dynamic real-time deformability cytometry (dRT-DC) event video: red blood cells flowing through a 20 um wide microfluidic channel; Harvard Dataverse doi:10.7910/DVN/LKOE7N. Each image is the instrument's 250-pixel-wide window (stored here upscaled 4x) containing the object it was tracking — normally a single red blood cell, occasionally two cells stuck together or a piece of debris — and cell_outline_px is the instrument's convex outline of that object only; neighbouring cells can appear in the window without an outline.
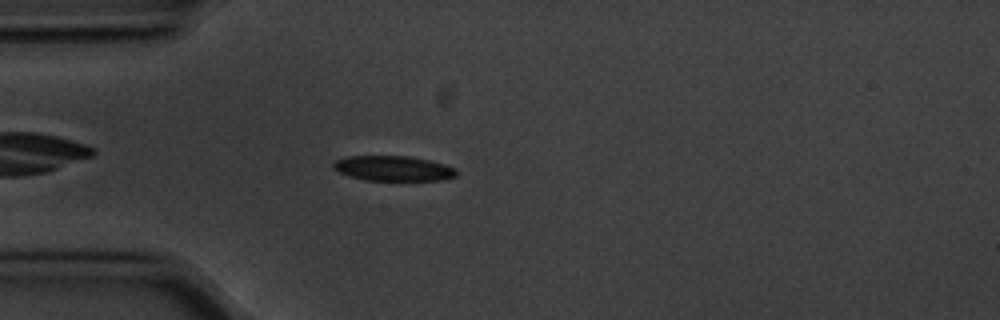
{"species": "common noctule bat (a hibernating species)", "species_latin": "Nyctalus noctula", "temperature_condition": "cold", "stored_images_in_passage": 3, "camera_frame_rate_fps": 3000, "um_per_image_px": 0.085, "animal": {"sex": "male", "body_mass_g": 20.1, "forearm_length_mm": 53.5}, "frame": {"image": 1, "passage_image": 2, "time_ms": 0.333, "image_size_px": [1000, 320], "cell_outline_px": [[456, 176], [440, 180], [364, 180], [348, 176], [332, 168], [332, 164], [336, 160], [348, 156], [408, 156], [428, 160], [444, 164], [456, 168]], "centroid_in_image_um": [33.4, 14.31], "position_along_channel_um": 51.6, "area_um2": 17.92}}